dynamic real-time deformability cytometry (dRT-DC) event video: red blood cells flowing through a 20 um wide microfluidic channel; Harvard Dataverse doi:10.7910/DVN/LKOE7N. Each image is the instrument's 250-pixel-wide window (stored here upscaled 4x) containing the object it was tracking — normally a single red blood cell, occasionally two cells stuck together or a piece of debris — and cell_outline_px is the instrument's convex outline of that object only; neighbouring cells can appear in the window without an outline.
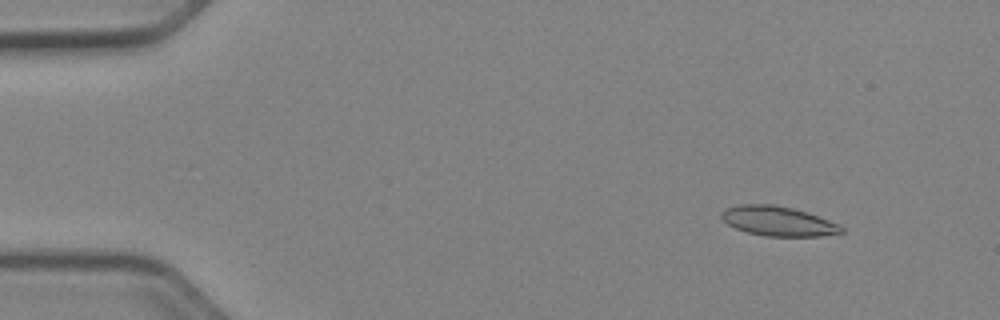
{"species": "Egyptian fruit bat (a non-hibernating species)", "species_latin": "Rousettus aegyptiacus", "temperature_condition": "cold", "stored_images_in_passage": 51, "camera_frame_rate_fps": 3000, "um_per_image_px": 0.085, "animal": {"sex": "female"}, "frame": {"image": 1, "passage_image": 5, "time_ms": 1.333, "image_size_px": [1000, 320], "cell_outline_px": [[844, 232], [820, 236], [764, 236], [748, 232], [736, 228], [728, 224], [720, 216], [720, 212], [724, 208], [740, 204], [772, 204], [792, 208], [840, 224], [844, 228]], "centroid_in_image_um": [66.11, 18.79], "position_along_channel_um": 18.9, "area_um2": 20.58}}
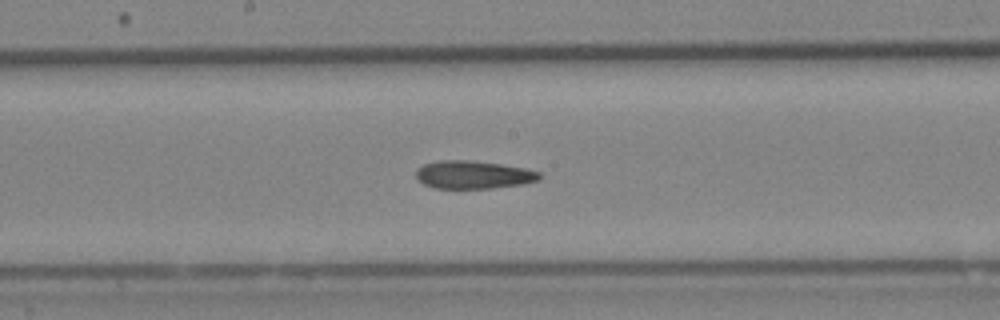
{"frame": {"image": 2, "passage_image": 27, "time_ms": 8.667, "image_size_px": [1000, 320], "cell_outline_px": [[544, 176], [540, 180], [524, 184], [492, 188], [432, 188], [416, 180], [416, 168], [424, 164], [440, 160], [468, 160], [500, 164], [524, 168], [540, 172]], "centroid_in_image_um": [40.24, 14.86], "position_along_channel_um": 208.0, "area_um2": 20.35}}
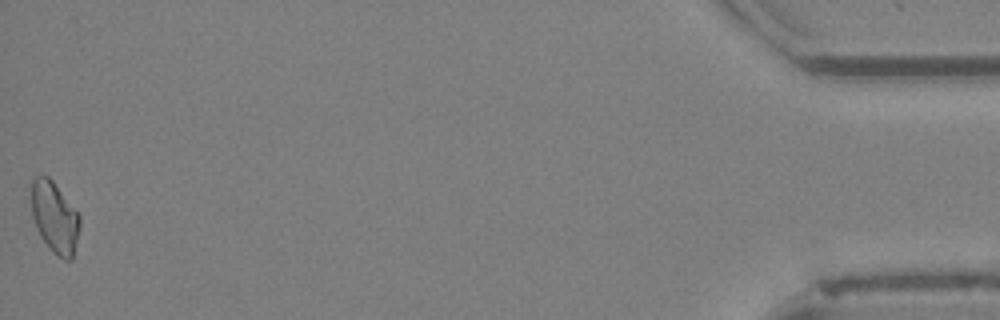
{"frame": {"image": 3, "passage_image": 51, "time_ms": 16.667, "image_size_px": [1000, 320], "cell_outline_px": [[80, 228], [72, 260], [64, 260], [52, 252], [48, 248], [40, 236], [36, 228], [32, 216], [32, 180], [36, 176], [48, 176], [52, 180], [80, 216]], "centroid_in_image_um": [4.65, 18.52], "position_along_channel_um": 430.6, "area_um2": 20.06}}